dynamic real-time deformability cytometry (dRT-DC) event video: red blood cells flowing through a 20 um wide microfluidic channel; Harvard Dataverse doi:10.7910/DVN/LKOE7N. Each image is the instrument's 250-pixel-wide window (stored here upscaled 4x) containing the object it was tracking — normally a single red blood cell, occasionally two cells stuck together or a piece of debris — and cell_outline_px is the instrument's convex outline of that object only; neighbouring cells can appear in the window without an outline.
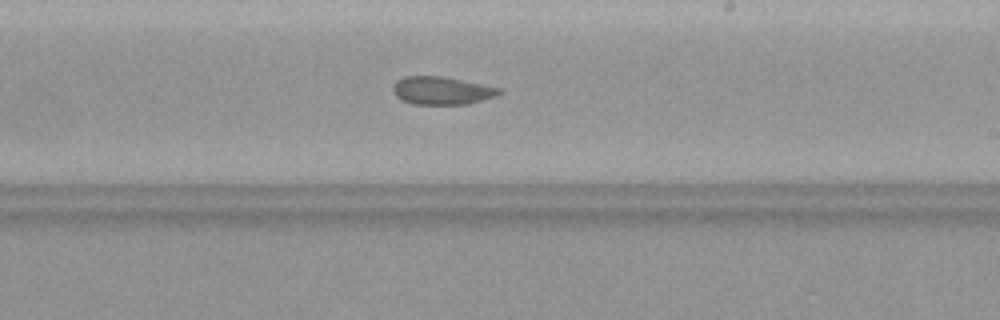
{"species": "common noctule bat (a hibernating species)", "species_latin": "Nyctalus noctula", "temperature_condition": "warm", "stored_images_in_passage": 45, "camera_frame_rate_fps": 3000, "um_per_image_px": 0.085, "animal": {"sex": "female", "body_mass_g": 19.9}, "frame": {"image": 1, "passage_image": 27, "time_ms": 8.667, "image_size_px": [1000, 320], "cell_outline_px": [[504, 92], [496, 96], [468, 104], [416, 104], [404, 100], [396, 96], [392, 88], [392, 84], [396, 80], [404, 76], [444, 76], [500, 88]], "centroid_in_image_um": [37.56, 7.69], "position_along_channel_um": 251.4, "area_um2": 17.28}}
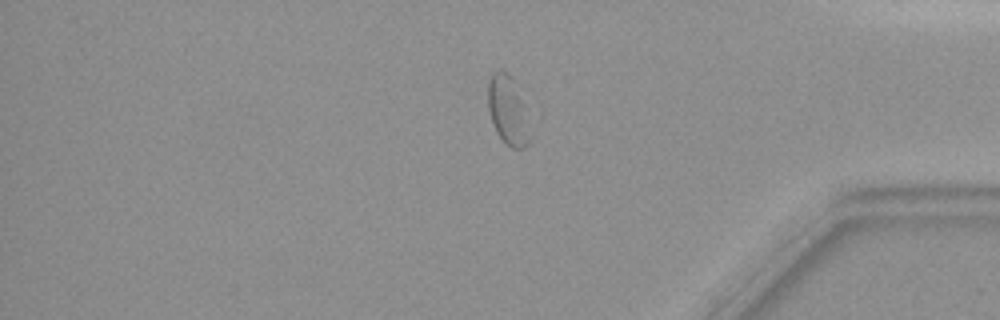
{"frame": {"image": 2, "passage_image": 38, "time_ms": 12.333, "image_size_px": [1000, 320], "cell_outline_px": [[532, 136], [528, 144], [524, 148], [512, 148], [496, 132], [492, 124], [488, 112], [488, 80], [492, 72], [500, 68], [508, 72], [512, 76]], "centroid_in_image_um": [43.12, 9.36], "position_along_channel_um": 392.1, "area_um2": 16.65}}
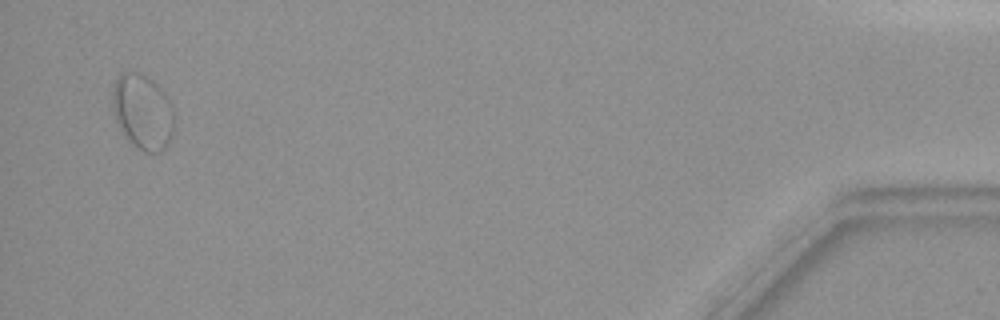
{"frame": {"image": 3, "passage_image": 44, "time_ms": 14.333, "image_size_px": [1000, 320], "cell_outline_px": [[176, 124], [172, 136], [168, 144], [160, 152], [144, 152], [136, 148], [124, 136], [112, 112], [112, 88], [120, 72], [140, 72], [152, 80], [168, 96], [176, 112]], "centroid_in_image_um": [12.16, 9.51], "position_along_channel_um": 423.0, "area_um2": 27.86}}